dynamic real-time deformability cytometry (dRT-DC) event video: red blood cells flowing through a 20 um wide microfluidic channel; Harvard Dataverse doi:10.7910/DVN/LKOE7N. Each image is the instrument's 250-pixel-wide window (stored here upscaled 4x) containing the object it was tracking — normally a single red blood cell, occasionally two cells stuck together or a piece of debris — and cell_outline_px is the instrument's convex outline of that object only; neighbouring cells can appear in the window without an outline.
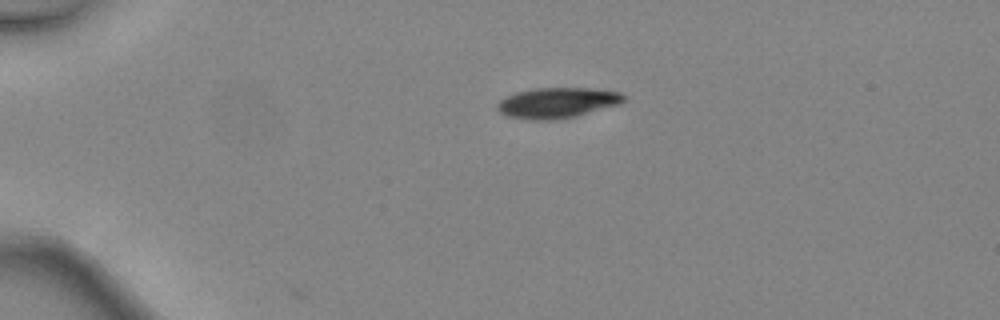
{"species": "common noctule bat (a hibernating species)", "species_latin": "Nyctalus noctula", "temperature_condition": "warm", "stored_images_in_passage": 36, "camera_frame_rate_fps": 3000, "um_per_image_px": 0.085, "animal": {"sex": "female", "body_mass_g": 24.6, "forearm_length_mm": 56.2}, "frame": {"image": 1, "passage_image": 1, "time_ms": 0.0, "image_size_px": [1000, 320], "cell_outline_px": [[628, 96], [620, 104], [576, 116], [556, 120], [532, 120], [508, 116], [500, 112], [496, 108], [496, 104], [500, 100], [516, 92], [536, 88], [596, 88], [620, 92]], "centroid_in_image_um": [47.4, 8.73], "position_along_channel_um": 37.6, "area_um2": 22.6}}
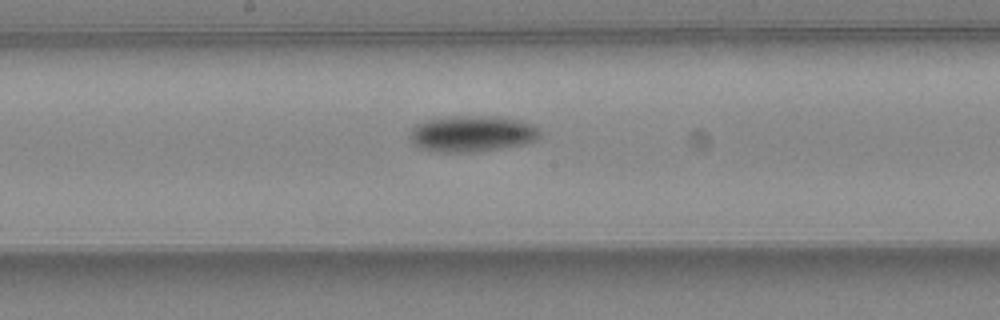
{"frame": {"image": 2, "passage_image": 16, "time_ms": 5.0, "image_size_px": [1000, 320], "cell_outline_px": [[540, 136], [536, 140], [524, 144], [476, 152], [432, 152], [416, 148], [412, 144], [408, 136], [408, 132], [412, 124], [428, 120], [452, 116], [500, 116], [520, 120], [532, 124], [540, 132]], "centroid_in_image_um": [40.03, 11.37], "position_along_channel_um": 208.2, "area_um2": 28.03}}
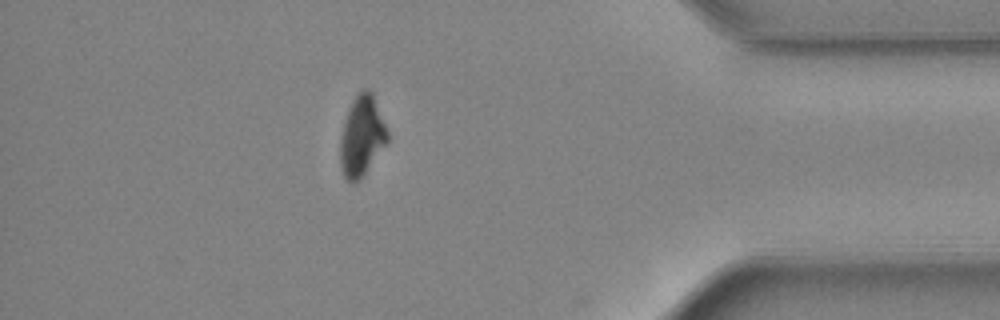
{"frame": {"image": 3, "passage_image": 31, "time_ms": 10.0, "image_size_px": [1000, 320], "cell_outline_px": [[388, 140], [360, 180], [356, 184], [352, 184], [344, 176], [340, 164], [340, 140], [344, 120], [348, 108], [352, 100], [364, 88], [372, 92], [388, 132]], "centroid_in_image_um": [30.73, 11.58], "position_along_channel_um": 404.5, "area_um2": 21.91}, "authors_computed_cell_mechanics": {"area_um2": 24.5361, "velocity_mm_per_s": 4.5688, "shape_relaxation_time_tau1_ms": 1.7706, "shape_relaxation_time_tau2_ms": null, "deformation_change_tau1": 0.1311, "deformation_change_tau2": null}}